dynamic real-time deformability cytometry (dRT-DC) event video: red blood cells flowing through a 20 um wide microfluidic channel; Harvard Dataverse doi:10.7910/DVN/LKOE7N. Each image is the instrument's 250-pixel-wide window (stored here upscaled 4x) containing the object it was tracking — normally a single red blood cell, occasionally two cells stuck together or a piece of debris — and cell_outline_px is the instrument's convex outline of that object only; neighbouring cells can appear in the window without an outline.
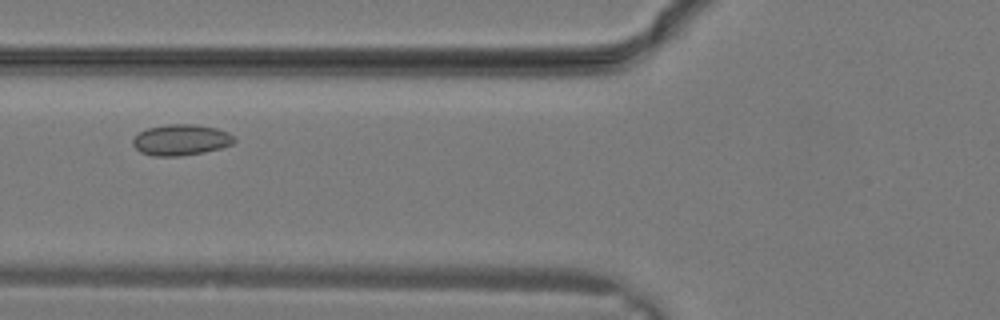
{"species": "common noctule bat (a hibernating species)", "species_latin": "Nyctalus noctula", "temperature_condition": "warm", "stored_images_in_passage": 26, "camera_frame_rate_fps": 3000, "um_per_image_px": 0.085, "animal": {"sex": "male", "body_mass_g": 19.2, "forearm_length_mm": 51.8}, "frame": {"image": 1, "passage_image": 8, "time_ms": 2.333, "image_size_px": [1000, 320], "cell_outline_px": [[236, 140], [232, 144], [220, 148], [204, 152], [180, 156], [152, 156], [140, 152], [132, 144], [132, 140], [140, 132], [148, 128], [168, 124], [196, 124], [216, 128], [228, 132], [236, 136]], "centroid_in_image_um": [15.4, 11.89], "position_along_channel_um": 110.4, "area_um2": 18.38}}
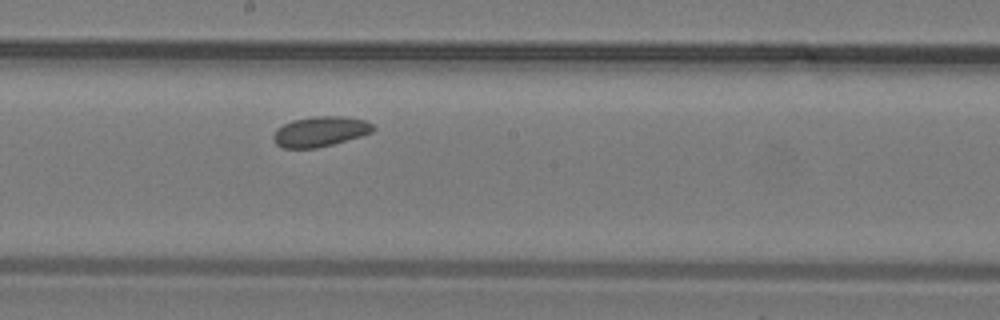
{"frame": {"image": 2, "passage_image": 13, "time_ms": 4.0, "image_size_px": [1000, 320], "cell_outline_px": [[376, 128], [372, 132], [360, 136], [332, 144], [316, 148], [284, 148], [276, 144], [272, 140], [272, 136], [276, 128], [292, 120], [312, 116], [344, 116], [364, 120], [372, 124]], "centroid_in_image_um": [27.18, 11.17], "position_along_channel_um": 221.0, "area_um2": 17.57}}
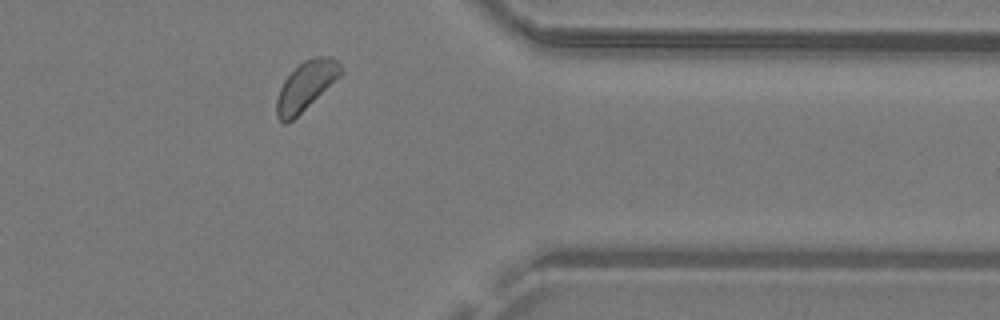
{"frame": {"image": 3, "passage_image": 21, "time_ms": 6.667, "image_size_px": [1000, 320], "cell_outline_px": [[344, 72], [340, 76], [288, 124], [284, 124], [276, 116], [276, 100], [280, 88], [284, 80], [304, 60], [316, 56], [332, 56], [344, 68]], "centroid_in_image_um": [26.01, 7.29], "position_along_channel_um": 385.4, "area_um2": 18.09}}